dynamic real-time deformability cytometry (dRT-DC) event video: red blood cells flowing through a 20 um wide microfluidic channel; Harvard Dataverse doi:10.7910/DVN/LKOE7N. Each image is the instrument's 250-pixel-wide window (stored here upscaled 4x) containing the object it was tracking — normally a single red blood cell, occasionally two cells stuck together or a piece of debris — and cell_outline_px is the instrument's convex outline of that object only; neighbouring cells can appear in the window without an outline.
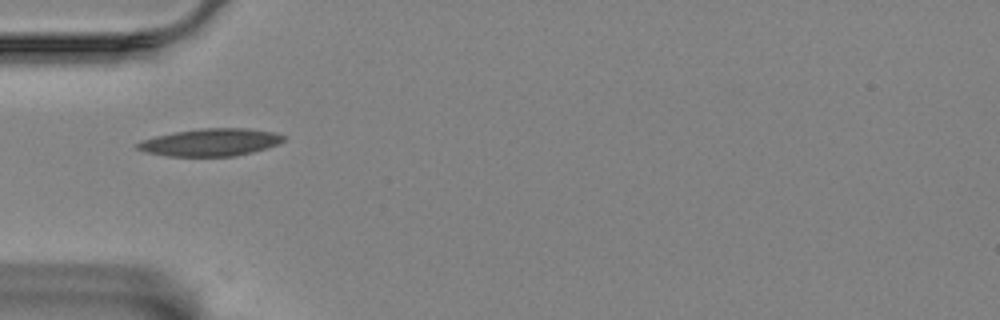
{"species": "Egyptian fruit bat (a non-hibernating species)", "species_latin": "Rousettus aegyptiacus", "temperature_condition": "room temperature", "stored_images_in_passage": 38, "camera_frame_rate_fps": 3000, "um_per_image_px": 0.085, "animal": {"sex": "female"}, "frame": {"image": 1, "passage_image": 1, "time_ms": 0.0, "image_size_px": [1000, 320], "cell_outline_px": [[288, 136], [280, 144], [268, 148], [236, 156], [164, 156], [144, 152], [136, 148], [136, 144], [144, 140], [156, 136], [176, 132], [200, 128], [244, 128], [276, 132]], "centroid_in_image_um": [17.95, 12.1], "position_along_channel_um": 67.0, "area_um2": 23.52}}
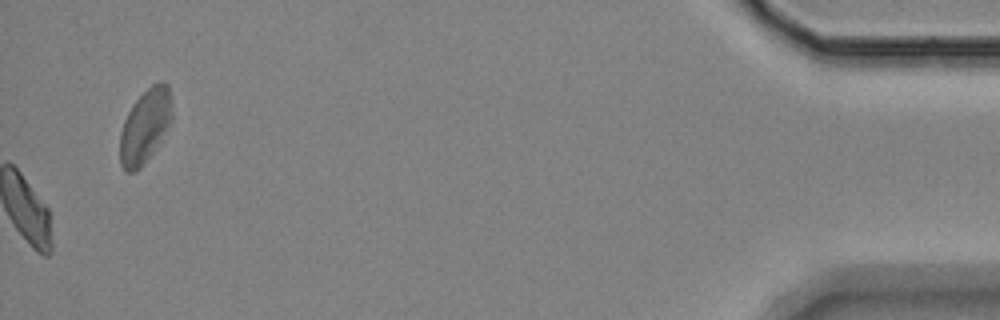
{"frame": {"image": 2, "passage_image": 38, "time_ms": 12.333, "image_size_px": [1000, 320], "cell_outline_px": [[172, 120], [152, 152], [144, 164], [140, 168], [132, 172], [128, 172], [120, 164], [120, 132], [124, 120], [132, 104], [152, 84], [160, 80], [164, 80], [168, 84], [172, 104]], "centroid_in_image_um": [12.34, 10.68], "position_along_channel_um": 422.9, "area_um2": 22.25}, "authors_computed_cell_mechanics": {"area_um2": 20.9525, "velocity_mm_per_s": 3.5038, "shape_relaxation_time_tau1_ms": null, "shape_relaxation_time_tau2_ms": 5.4405, "deformation_change_tau1": null, "deformation_change_tau2": 0.1155}}